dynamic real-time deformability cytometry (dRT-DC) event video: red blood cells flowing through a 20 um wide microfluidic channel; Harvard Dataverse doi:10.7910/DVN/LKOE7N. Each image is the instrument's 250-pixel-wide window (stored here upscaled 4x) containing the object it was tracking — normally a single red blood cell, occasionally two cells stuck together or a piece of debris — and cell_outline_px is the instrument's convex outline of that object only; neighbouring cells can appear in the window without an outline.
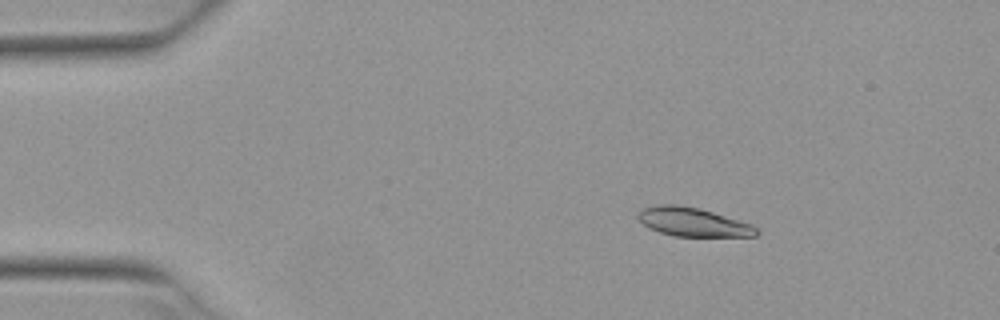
{"species": "Egyptian fruit bat (a non-hibernating species)", "species_latin": "Rousettus aegyptiacus", "temperature_condition": "warm", "stored_images_in_passage": 4, "camera_frame_rate_fps": 3000, "um_per_image_px": 0.085, "animal": {"sex": "female"}, "frame": {"image": 1, "passage_image": 3, "time_ms": 0.667, "image_size_px": [1000, 320], "cell_outline_px": [[760, 232], [756, 236], [676, 236], [660, 232], [648, 228], [636, 216], [644, 208], [660, 204], [676, 204], [700, 208], [752, 224]], "centroid_in_image_um": [58.91, 18.87], "position_along_channel_um": 26.1, "area_um2": 19.71}}